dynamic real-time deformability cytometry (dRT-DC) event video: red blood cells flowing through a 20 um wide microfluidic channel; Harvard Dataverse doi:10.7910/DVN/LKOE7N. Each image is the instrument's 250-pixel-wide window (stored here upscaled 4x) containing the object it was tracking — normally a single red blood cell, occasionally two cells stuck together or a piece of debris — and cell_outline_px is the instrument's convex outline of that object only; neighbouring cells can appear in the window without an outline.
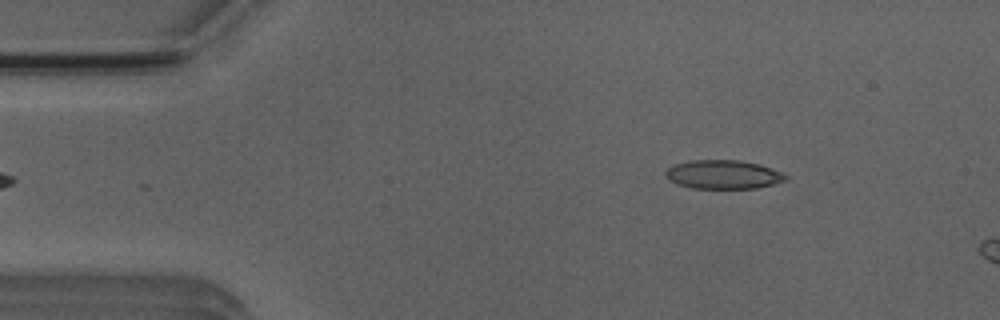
{"species": "Egyptian fruit bat (a non-hibernating species)", "species_latin": "Rousettus aegyptiacus", "temperature_condition": "room temperature", "stored_images_in_passage": 3, "camera_frame_rate_fps": 3000, "um_per_image_px": 0.085, "animal": {"sex": "male"}, "frame": {"image": 1, "passage_image": 1, "time_ms": 0.0, "image_size_px": [1000, 320], "cell_outline_px": [[788, 180], [756, 188], [692, 188], [676, 184], [668, 180], [664, 176], [664, 172], [668, 168], [676, 164], [688, 160], [740, 160], [760, 164], [780, 172], [788, 176]], "centroid_in_image_um": [61.44, 14.83], "position_along_channel_um": 23.6, "area_um2": 20.23}}